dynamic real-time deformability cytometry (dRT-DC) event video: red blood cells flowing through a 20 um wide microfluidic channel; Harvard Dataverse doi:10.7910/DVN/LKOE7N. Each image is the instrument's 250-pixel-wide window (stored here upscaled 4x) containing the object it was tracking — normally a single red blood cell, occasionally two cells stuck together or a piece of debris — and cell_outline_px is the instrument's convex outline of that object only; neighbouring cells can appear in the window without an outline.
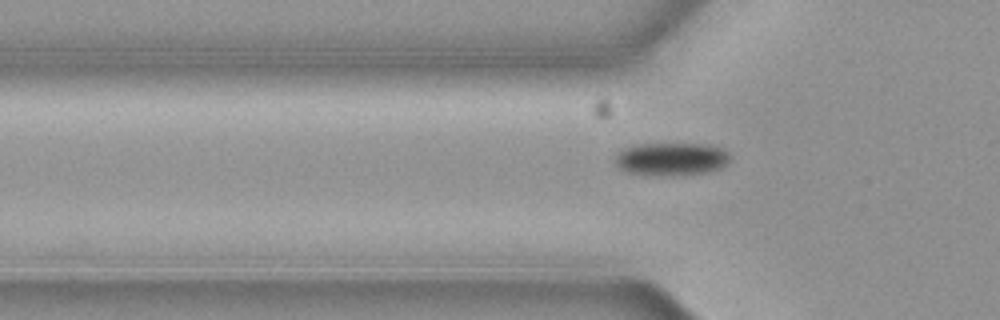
{"species": "common noctule bat (a hibernating species)", "species_latin": "Nyctalus noctula", "temperature_condition": "cold", "stored_images_in_passage": 42, "camera_frame_rate_fps": 3000, "um_per_image_px": 0.085, "animal": {"sex": "female", "body_mass_g": 19.3, "forearm_length_mm": 54.1}, "frame": {"image": 1, "passage_image": 9, "time_ms": 2.667, "image_size_px": [1000, 320], "cell_outline_px": [[728, 164], [720, 168], [704, 172], [628, 172], [620, 168], [612, 160], [612, 156], [620, 148], [632, 144], [712, 144], [728, 152]], "centroid_in_image_um": [56.99, 13.43], "position_along_channel_um": 68.8, "area_um2": 21.21}}
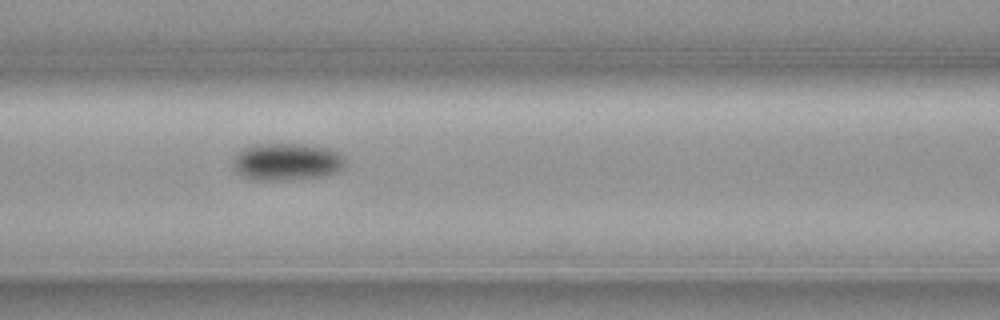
{"frame": {"image": 2, "passage_image": 15, "time_ms": 4.667, "image_size_px": [1000, 320], "cell_outline_px": [[344, 168], [336, 172], [320, 176], [284, 180], [252, 180], [236, 172], [232, 168], [232, 160], [236, 152], [240, 148], [252, 144], [304, 144], [328, 148], [340, 152], [344, 156]], "centroid_in_image_um": [24.32, 13.73], "position_along_channel_um": 142.3, "area_um2": 24.74}}
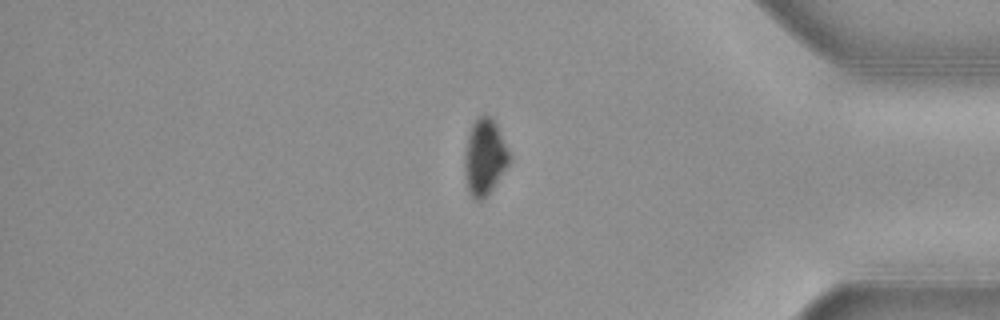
{"frame": {"image": 3, "passage_image": 38, "time_ms": 12.333, "image_size_px": [1000, 320], "cell_outline_px": [[512, 160], [492, 188], [480, 200], [476, 200], [468, 192], [464, 176], [464, 152], [468, 136], [472, 124], [484, 112], [492, 116], [512, 156]], "centroid_in_image_um": [41.19, 13.31], "position_along_channel_um": 394.0, "area_um2": 20.0}}